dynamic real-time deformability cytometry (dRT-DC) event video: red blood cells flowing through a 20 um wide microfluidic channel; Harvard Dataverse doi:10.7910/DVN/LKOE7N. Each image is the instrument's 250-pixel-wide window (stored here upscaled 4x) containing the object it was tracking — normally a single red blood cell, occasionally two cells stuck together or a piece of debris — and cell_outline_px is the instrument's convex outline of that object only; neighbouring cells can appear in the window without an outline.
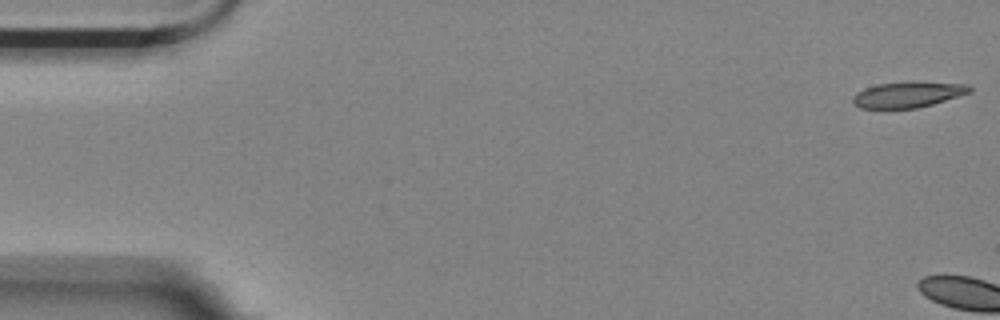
{"species": "Egyptian fruit bat (a non-hibernating species)", "species_latin": "Rousettus aegyptiacus", "temperature_condition": "room temperature", "stored_images_in_passage": 4, "camera_frame_rate_fps": 3000, "um_per_image_px": 0.085, "animal": {"sex": "female"}, "frame": {"image": 1, "passage_image": 1, "time_ms": 0.0, "image_size_px": [1000, 320], "cell_outline_px": [[972, 92], [932, 104], [916, 108], [884, 112], [860, 108], [852, 104], [852, 96], [856, 92], [864, 88], [876, 84], [968, 84], [972, 88]], "centroid_in_image_um": [77.01, 8.14], "position_along_channel_um": 8.0, "area_um2": 17.51}}